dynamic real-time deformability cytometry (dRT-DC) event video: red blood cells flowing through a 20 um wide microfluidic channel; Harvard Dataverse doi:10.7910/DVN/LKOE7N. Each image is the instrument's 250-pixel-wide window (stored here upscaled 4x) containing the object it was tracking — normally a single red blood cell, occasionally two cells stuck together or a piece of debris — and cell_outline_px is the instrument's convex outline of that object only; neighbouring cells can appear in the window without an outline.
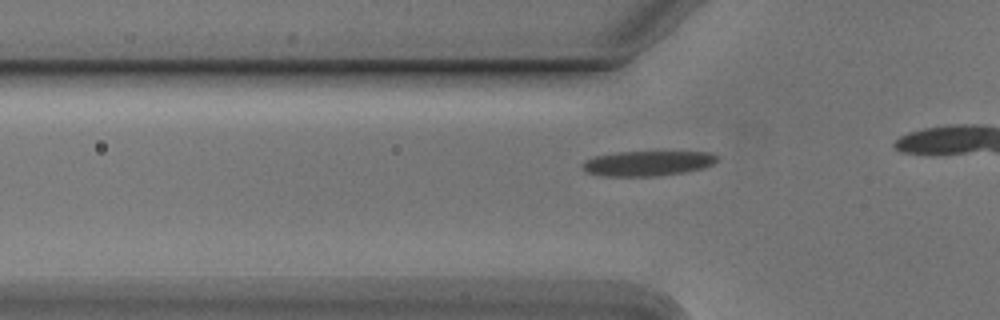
{"species": "Egyptian fruit bat (a non-hibernating species)", "species_latin": "Rousettus aegyptiacus", "temperature_condition": "cold", "stored_images_in_passage": 12, "camera_frame_rate_fps": 3000, "um_per_image_px": 0.085, "animal": {"sex": "male"}, "frame": {"image": 1, "passage_image": 6, "time_ms": 1.667, "image_size_px": [1000, 320], "cell_outline_px": [[716, 160], [712, 164], [704, 168], [684, 172], [656, 176], [600, 176], [584, 172], [580, 164], [584, 160], [592, 156], [616, 152], [708, 152], [716, 156]], "centroid_in_image_um": [54.93, 13.89], "position_along_channel_um": 70.9, "area_um2": 19.77}}
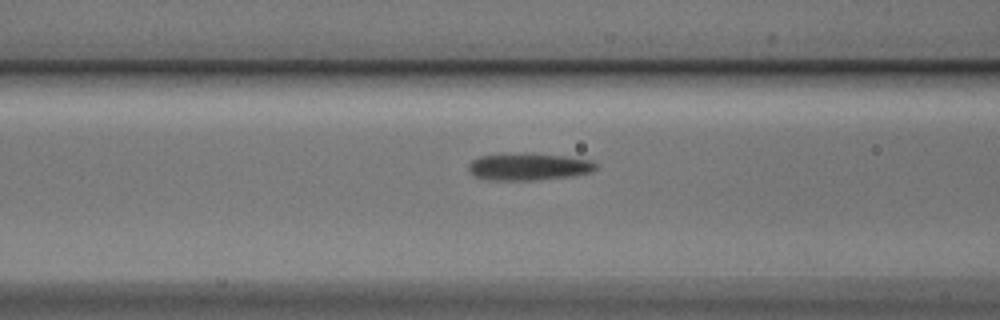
{"frame": {"image": 2, "passage_image": 10, "time_ms": 3.0, "image_size_px": [1000, 320], "cell_outline_px": [[600, 164], [592, 172], [568, 176], [532, 180], [488, 180], [476, 176], [468, 168], [468, 164], [472, 160], [480, 156], [504, 152], [524, 152], [568, 156], [592, 160]], "centroid_in_image_um": [44.94, 14.13], "position_along_channel_um": 121.7, "area_um2": 20.58}}